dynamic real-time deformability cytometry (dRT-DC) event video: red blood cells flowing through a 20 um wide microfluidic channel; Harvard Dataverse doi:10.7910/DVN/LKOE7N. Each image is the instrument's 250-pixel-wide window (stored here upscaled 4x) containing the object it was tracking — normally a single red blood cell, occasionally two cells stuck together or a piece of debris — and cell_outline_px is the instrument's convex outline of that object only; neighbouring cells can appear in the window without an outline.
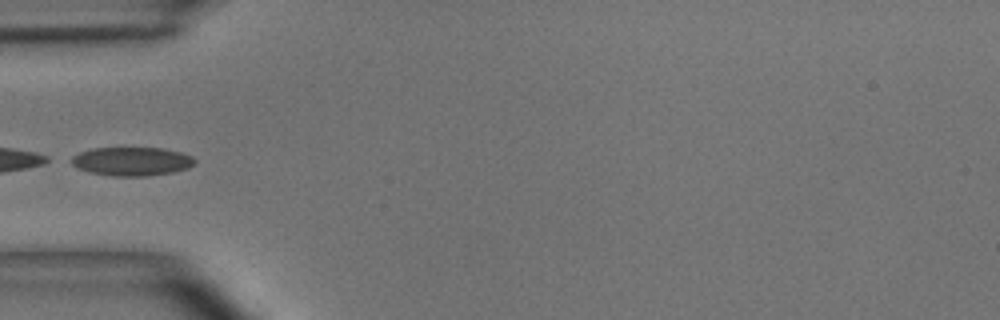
{"species": "common noctule bat (a hibernating species)", "species_latin": "Nyctalus noctula", "temperature_condition": "room temperature", "stored_images_in_passage": 10, "camera_frame_rate_fps": 3000, "um_per_image_px": 0.085, "animal": {"sex": "male", "body_mass_g": 15.6}, "frame": {"image": 1, "passage_image": 1, "time_ms": 0.0, "image_size_px": [1000, 320], "cell_outline_px": [[196, 164], [188, 168], [172, 172], [144, 176], [112, 176], [88, 172], [76, 168], [72, 164], [72, 156], [80, 152], [92, 148], [164, 148], [180, 152], [192, 156], [196, 160]], "centroid_in_image_um": [11.2, 13.72], "position_along_channel_um": 73.8, "area_um2": 20.69}}